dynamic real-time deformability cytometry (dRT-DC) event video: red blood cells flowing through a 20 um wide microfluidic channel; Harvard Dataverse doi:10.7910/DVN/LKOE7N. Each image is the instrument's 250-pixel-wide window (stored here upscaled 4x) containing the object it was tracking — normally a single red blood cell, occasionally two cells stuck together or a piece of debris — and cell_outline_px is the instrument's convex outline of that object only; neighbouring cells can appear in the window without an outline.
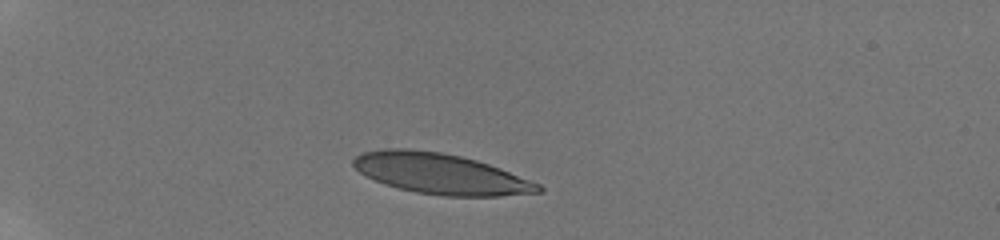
{"species": "human", "species_latin": "Homo sapiens", "temperature_condition": "room temperature", "stored_images_in_passage": 35, "camera_frame_rate_fps": 3000, "um_per_image_px": 0.085, "donor": {"sex": "male"}, "frame": {"image": 1, "passage_image": 1, "time_ms": 0.0, "image_size_px": [1000, 240], "cell_outline_px": [[544, 192], [500, 196], [444, 196], [416, 192], [384, 184], [364, 176], [352, 164], [352, 160], [356, 156], [364, 152], [384, 148], [408, 148], [440, 152], [460, 156], [476, 160], [500, 168], [540, 184], [544, 188]], "centroid_in_image_um": [37.45, 14.77], "position_along_channel_um": 47.6, "area_um2": 43.75}}
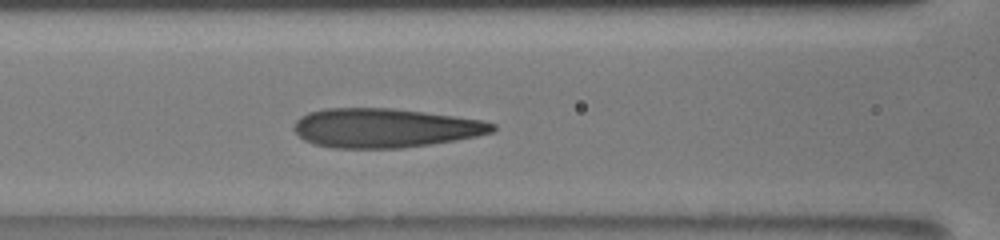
{"frame": {"image": 2, "passage_image": 11, "time_ms": 3.667, "image_size_px": [1000, 240], "cell_outline_px": [[496, 128], [492, 132], [476, 136], [456, 140], [404, 148], [332, 148], [312, 144], [304, 140], [292, 128], [296, 120], [300, 116], [308, 112], [324, 108], [392, 108], [424, 112], [484, 120], [496, 124]], "centroid_in_image_um": [32.69, 10.88], "position_along_channel_um": 133.9, "area_um2": 45.55}}
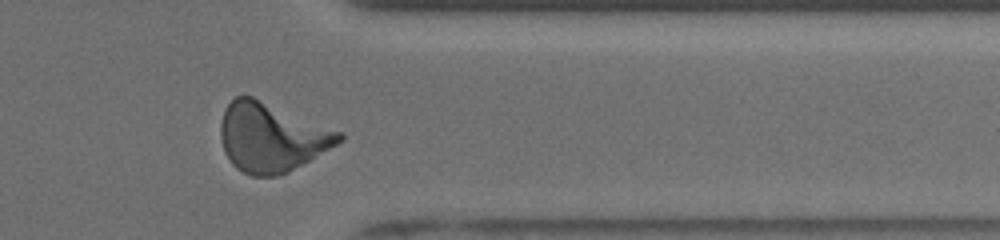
{"frame": {"image": 3, "passage_image": 30, "time_ms": 10.333, "image_size_px": [1000, 240], "cell_outline_px": [[344, 140], [288, 172], [276, 176], [252, 176], [236, 168], [232, 164], [224, 152], [220, 136], [220, 124], [224, 108], [236, 96], [252, 96], [344, 132]], "centroid_in_image_um": [23.07, 11.66], "position_along_channel_um": 388.3, "area_um2": 47.63}, "authors_computed_cell_mechanics": {"area_um2": 44.5638, "velocity_mm_per_s": 3.8536, "shape_relaxation_time_tau1_ms": 6.8069, "shape_relaxation_time_tau2_ms": 0.8549, "deformation_change_tau1": 0.2609, "deformation_change_tau2": 0.0859}}